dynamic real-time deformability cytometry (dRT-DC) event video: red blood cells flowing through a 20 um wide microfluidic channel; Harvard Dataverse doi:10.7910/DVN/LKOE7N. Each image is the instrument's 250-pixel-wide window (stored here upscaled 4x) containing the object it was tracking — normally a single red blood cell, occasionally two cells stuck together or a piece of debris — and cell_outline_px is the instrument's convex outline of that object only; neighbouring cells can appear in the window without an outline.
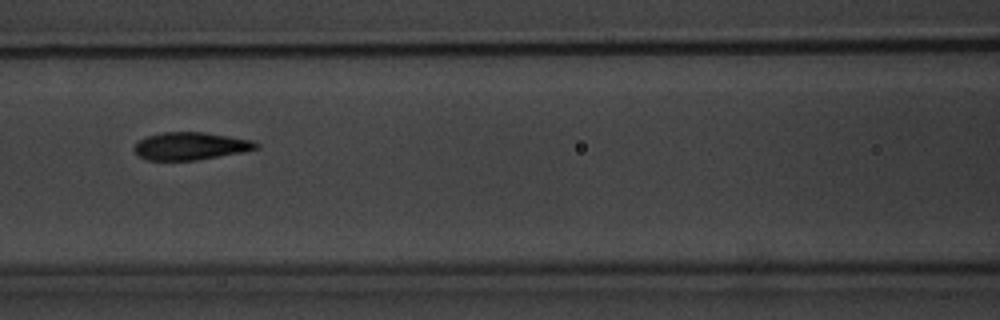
{"species": "common noctule bat (a hibernating species)", "species_latin": "Nyctalus noctula", "temperature_condition": "warm", "stored_images_in_passage": 6, "camera_frame_rate_fps": 3000, "um_per_image_px": 0.085, "animal": {"sex": "male", "body_mass_g": 20.1, "forearm_length_mm": 53.5}, "frame": {"image": 1, "passage_image": 3, "time_ms": 2.333, "image_size_px": [1000, 320], "cell_outline_px": [[260, 148], [244, 152], [196, 160], [148, 160], [140, 156], [132, 148], [140, 140], [148, 136], [164, 132], [204, 132], [252, 140], [260, 144]], "centroid_in_image_um": [16.24, 12.41], "position_along_channel_um": 150.4, "area_um2": 19.54}}
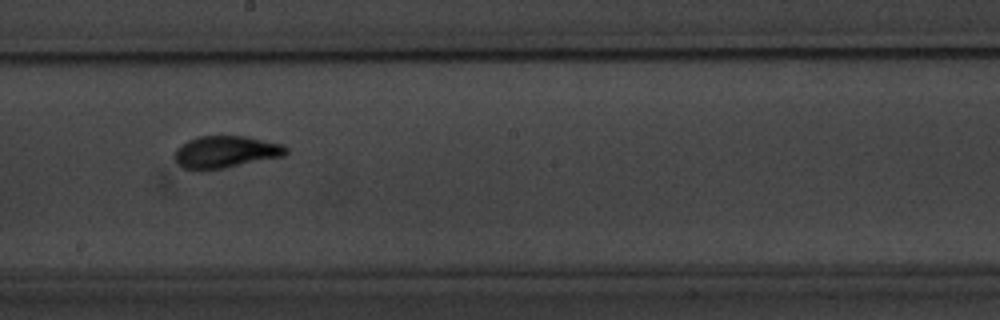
{"frame": {"image": 2, "passage_image": 5, "time_ms": 4.667, "image_size_px": [1000, 320], "cell_outline_px": [[288, 152], [284, 156], [204, 172], [192, 172], [184, 168], [176, 160], [176, 148], [180, 144], [188, 140], [200, 136], [248, 136], [284, 144], [288, 148]], "centroid_in_image_um": [19.19, 12.93], "position_along_channel_um": 229.0, "area_um2": 21.27}}